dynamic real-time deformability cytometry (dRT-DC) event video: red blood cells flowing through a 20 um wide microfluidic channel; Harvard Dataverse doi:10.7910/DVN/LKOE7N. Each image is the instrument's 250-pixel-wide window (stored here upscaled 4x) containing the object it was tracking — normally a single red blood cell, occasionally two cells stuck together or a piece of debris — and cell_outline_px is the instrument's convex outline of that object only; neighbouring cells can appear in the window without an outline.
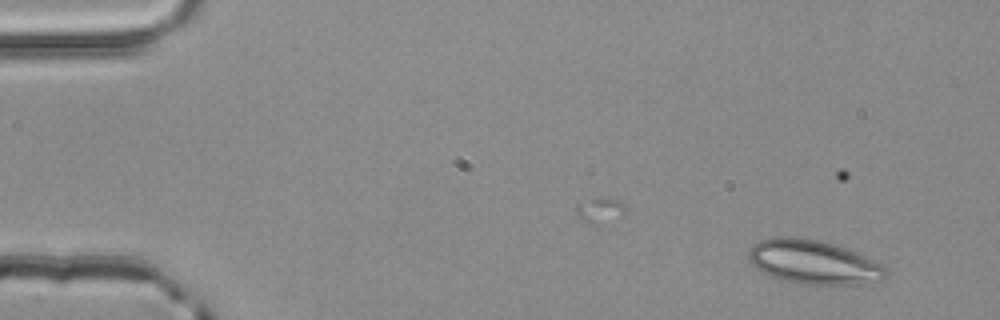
{"species": "common noctule bat (a hibernating species)", "species_latin": "Nyctalus noctula", "temperature_condition": "room temperature", "stored_images_in_passage": 2, "camera_frame_rate_fps": 3000, "um_per_image_px": 0.085, "animal": {"sex": "male", "body_mass_g": 20.4}, "frame": {"image": 1, "passage_image": 2, "time_ms": 0.333, "image_size_px": [1000, 320], "cell_outline_px": [[888, 276], [884, 280], [860, 284], [800, 284], [784, 280], [764, 272], [756, 268], [748, 260], [748, 248], [752, 244], [760, 240], [772, 236], [792, 236], [820, 240], [836, 244], [856, 252], [888, 268]], "centroid_in_image_um": [69.14, 22.26], "position_along_channel_um": 15.9, "area_um2": 35.49}}